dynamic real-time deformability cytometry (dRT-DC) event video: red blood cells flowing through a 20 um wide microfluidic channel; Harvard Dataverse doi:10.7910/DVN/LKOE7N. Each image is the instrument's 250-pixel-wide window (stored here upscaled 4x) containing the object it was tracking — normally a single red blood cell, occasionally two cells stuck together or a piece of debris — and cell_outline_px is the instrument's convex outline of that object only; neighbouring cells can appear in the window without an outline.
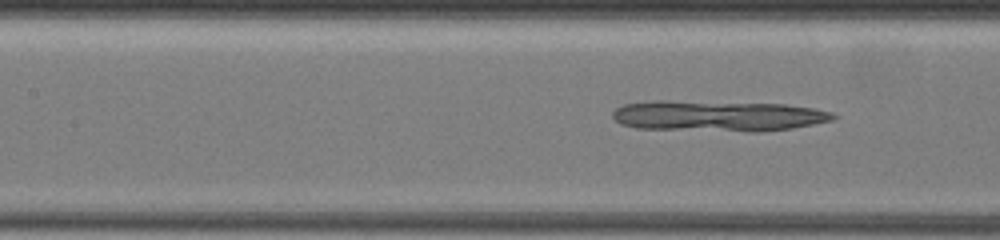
{"species": "common noctule bat (a hibernating species)", "species_latin": "Nyctalus noctula", "temperature_condition": "warm", "stored_images_in_passage": 38, "camera_frame_rate_fps": 3000, "um_per_image_px": 0.085, "animal": {"sex": "female", "body_mass_g": 19.5, "forearm_length_mm": 54.1}, "frame": {"image": 1, "passage_image": 14, "time_ms": 3.0, "image_size_px": [1000, 240], "cell_outline_px": [[840, 116], [832, 120], [792, 128], [760, 132], [748, 132], [636, 128], [620, 124], [612, 116], [612, 112], [616, 108], [624, 104], [656, 100], [668, 100], [784, 104], [812, 108], [832, 112]], "centroid_in_image_um": [61.01, 9.85], "position_along_channel_um": 146.4, "area_um2": 39.88}}
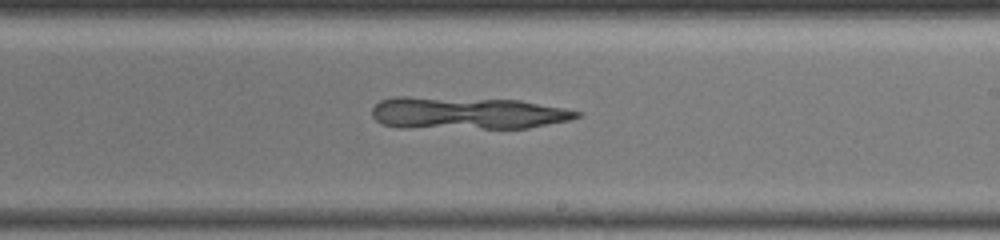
{"frame": {"image": 2, "passage_image": 26, "time_ms": 6.0, "image_size_px": [1000, 240], "cell_outline_px": [[580, 116], [568, 120], [528, 128], [396, 128], [384, 124], [376, 120], [372, 116], [372, 108], [380, 100], [396, 96], [408, 96], [520, 100], [564, 108], [580, 112]], "centroid_in_image_um": [39.64, 9.61], "position_along_channel_um": 249.4, "area_um2": 38.78}}
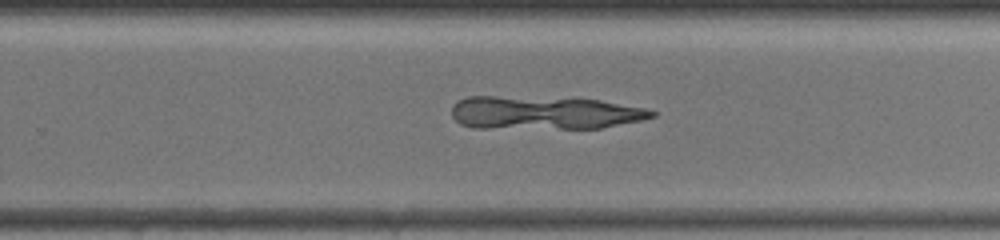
{"frame": {"image": 3, "passage_image": 30, "time_ms": 7.0, "image_size_px": [1000, 240], "cell_outline_px": [[656, 116], [640, 120], [600, 128], [472, 128], [460, 124], [452, 116], [452, 104], [456, 100], [468, 96], [496, 96], [600, 100], [648, 108], [656, 112]], "centroid_in_image_um": [46.21, 9.59], "position_along_channel_um": 283.6, "area_um2": 38.78}}